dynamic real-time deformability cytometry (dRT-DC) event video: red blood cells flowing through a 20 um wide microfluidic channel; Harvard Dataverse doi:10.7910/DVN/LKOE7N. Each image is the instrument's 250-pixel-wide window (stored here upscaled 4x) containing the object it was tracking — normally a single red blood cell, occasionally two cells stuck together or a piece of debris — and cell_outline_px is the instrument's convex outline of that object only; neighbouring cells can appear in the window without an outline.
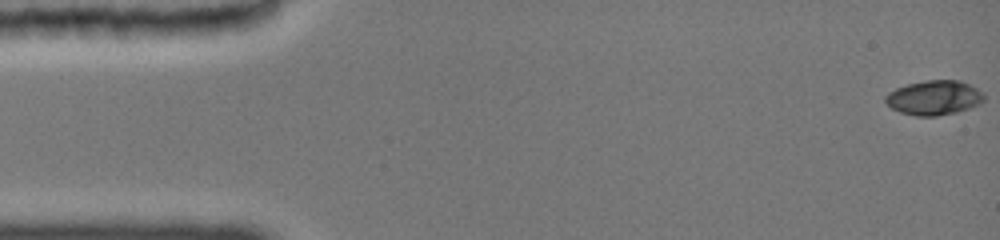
{"species": "common noctule bat (a hibernating species)", "species_latin": "Nyctalus noctula", "temperature_condition": "cold", "stored_images_in_passage": 17, "camera_frame_rate_fps": 3000, "um_per_image_px": 0.085, "animal": {"sex": "female", "body_mass_g": 19.0, "forearm_length_mm": 51.5}, "frame": {"image": 1, "passage_image": 1, "time_ms": 0.0, "image_size_px": [1000, 240], "cell_outline_px": [[984, 100], [980, 104], [956, 112], [936, 116], [916, 116], [900, 112], [892, 108], [884, 100], [884, 96], [888, 92], [896, 88], [908, 84], [928, 80], [960, 80], [976, 88], [984, 96]], "centroid_in_image_um": [79.37, 8.31], "position_along_channel_um": 5.6, "area_um2": 19.71}}
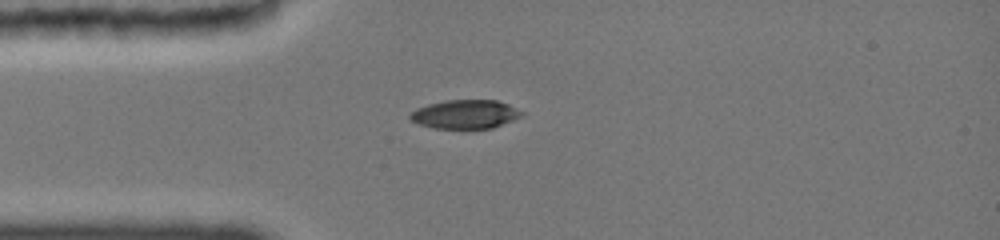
{"frame": {"image": 2, "passage_image": 10, "time_ms": 4.0, "image_size_px": [1000, 240], "cell_outline_px": [[520, 116], [492, 128], [436, 128], [420, 124], [412, 120], [408, 116], [412, 112], [428, 104], [444, 100], [496, 100], [508, 104], [520, 112]], "centroid_in_image_um": [39.5, 9.7], "position_along_channel_um": 45.5, "area_um2": 18.15}}
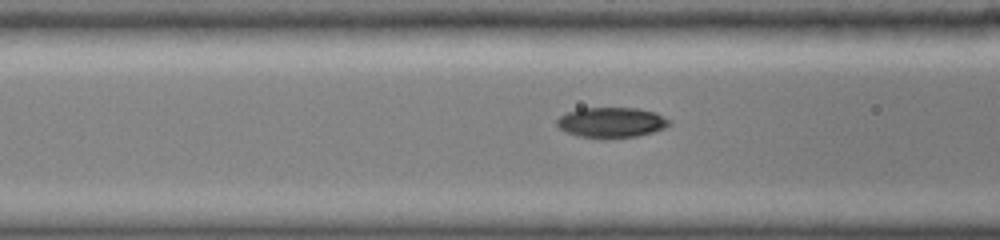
{"frame": {"image": 3, "passage_image": 15, "time_ms": 6.0, "image_size_px": [1000, 240], "cell_outline_px": [[668, 124], [664, 128], [652, 132], [636, 136], [580, 136], [568, 132], [560, 128], [556, 124], [556, 120], [560, 116], [568, 112], [580, 108], [640, 108], [656, 112], [668, 120]], "centroid_in_image_um": [51.96, 10.36], "position_along_channel_um": 114.6, "area_um2": 19.07}}